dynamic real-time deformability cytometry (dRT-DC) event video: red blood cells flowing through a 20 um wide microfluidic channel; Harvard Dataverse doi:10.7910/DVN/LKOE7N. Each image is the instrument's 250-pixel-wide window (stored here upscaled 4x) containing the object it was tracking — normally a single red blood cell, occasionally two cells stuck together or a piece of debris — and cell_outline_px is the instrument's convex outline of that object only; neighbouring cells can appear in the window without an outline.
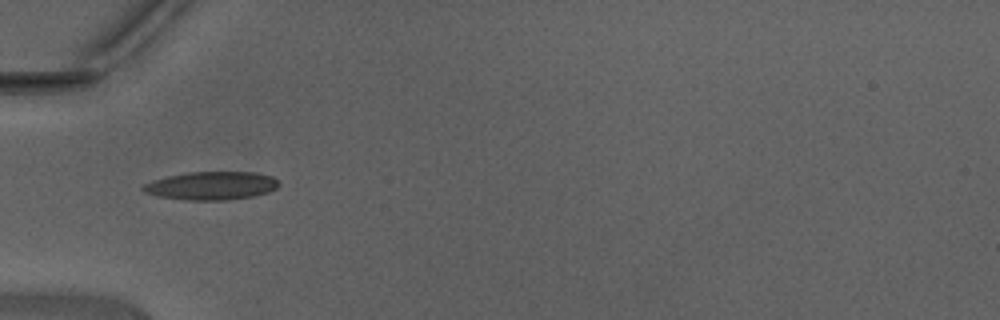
{"species": "Egyptian fruit bat (a non-hibernating species)", "species_latin": "Rousettus aegyptiacus", "temperature_condition": "warm", "stored_images_in_passage": 32, "camera_frame_rate_fps": 3000, "um_per_image_px": 0.085, "animal": {"sex": "male"}, "frame": {"image": 1, "passage_image": 1, "time_ms": 0.0, "image_size_px": [1000, 320], "cell_outline_px": [[280, 184], [276, 188], [268, 192], [252, 196], [228, 200], [184, 200], [156, 196], [144, 192], [140, 188], [144, 184], [152, 180], [168, 176], [188, 172], [252, 172], [272, 176]], "centroid_in_image_um": [17.93, 15.79], "position_along_channel_um": 67.1, "area_um2": 22.37}}
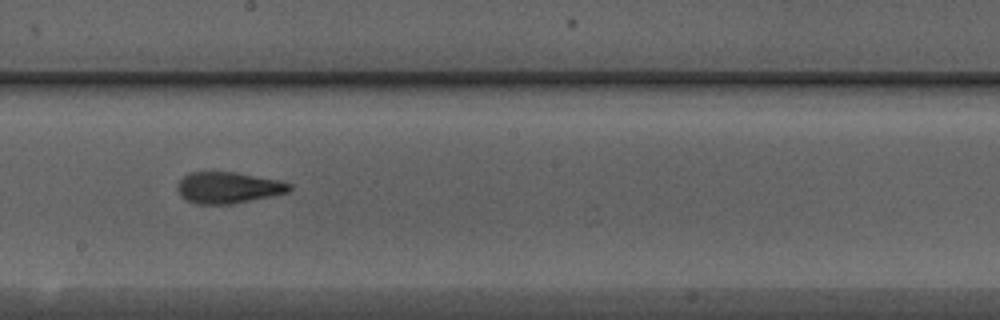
{"frame": {"image": 2, "passage_image": 12, "time_ms": 3.667, "image_size_px": [1000, 320], "cell_outline_px": [[292, 188], [288, 192], [272, 196], [232, 204], [196, 204], [184, 200], [180, 196], [176, 188], [176, 184], [188, 172], [236, 172], [276, 180], [292, 184]], "centroid_in_image_um": [19.34, 15.96], "position_along_channel_um": 228.9, "area_um2": 20.58}}
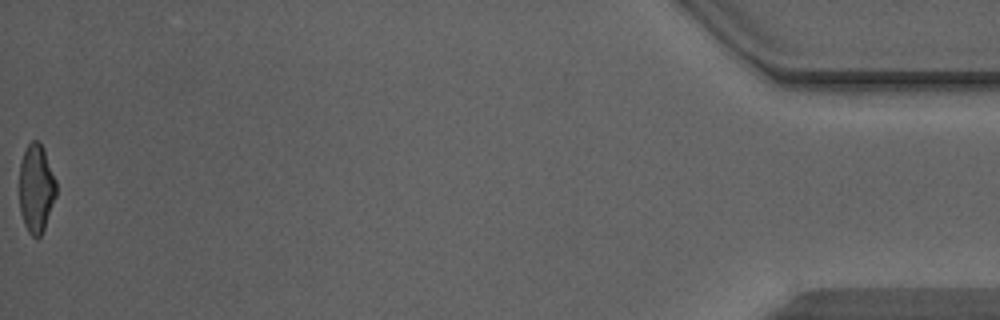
{"frame": {"image": 3, "passage_image": 32, "time_ms": 10.333, "image_size_px": [1000, 320], "cell_outline_px": [[56, 196], [44, 228], [40, 236], [32, 236], [28, 232], [24, 224], [20, 212], [20, 160], [28, 144], [32, 140], [40, 140], [44, 148], [56, 180]], "centroid_in_image_um": [3.08, 15.97], "position_along_channel_um": 432.1, "area_um2": 19.02}, "authors_computed_cell_mechanics": {"area_um2": 20.4612, "velocity_mm_per_s": 4.465, "shape_relaxation_time_tau1_ms": 7.2188, "shape_relaxation_time_tau2_ms": 1.5031, "deformation_change_tau1": 0.2315, "deformation_change_tau2": 0.1093}}